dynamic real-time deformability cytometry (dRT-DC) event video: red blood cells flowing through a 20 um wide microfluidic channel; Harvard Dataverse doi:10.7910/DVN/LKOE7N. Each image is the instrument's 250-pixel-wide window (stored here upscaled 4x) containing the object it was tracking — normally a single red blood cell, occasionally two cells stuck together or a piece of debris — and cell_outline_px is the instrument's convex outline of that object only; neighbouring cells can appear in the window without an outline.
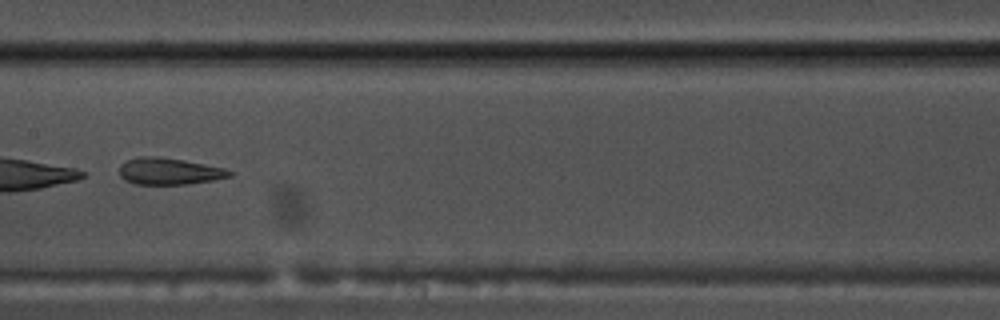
{"species": "common noctule bat (a hibernating species)", "species_latin": "Nyctalus noctula", "temperature_condition": "warm", "stored_images_in_passage": 51, "segment_of_instrument_passage": [2, 2], "camera_frame_rate_fps": 3000, "um_per_image_px": 0.085, "animal": {"sex": "male", "body_mass_g": 17.5, "forearm_length_mm": 52.3}, "frame": {"image": 1, "passage_image": 26, "time_ms": 8.333, "image_size_px": [1000, 320], "cell_outline_px": [[232, 176], [212, 180], [188, 184], [136, 184], [124, 180], [120, 176], [120, 164], [128, 160], [140, 156], [156, 156], [184, 160], [224, 168], [232, 172]], "centroid_in_image_um": [14.36, 14.56], "position_along_channel_um": 193.0, "area_um2": 17.05}}
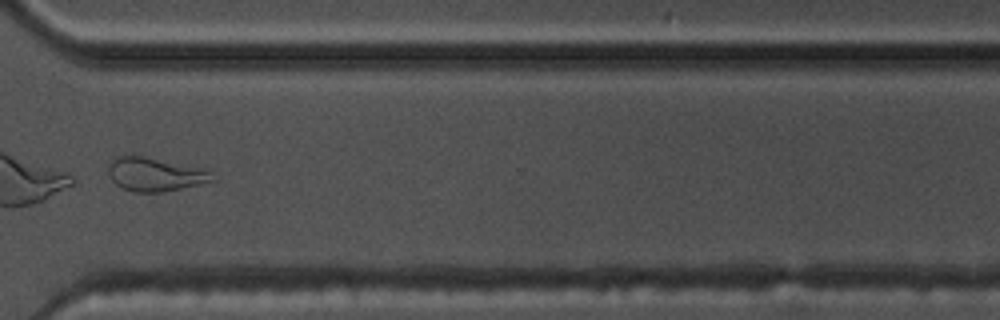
{"frame": {"image": 2, "passage_image": 39, "time_ms": 12.667, "image_size_px": [1000, 320], "cell_outline_px": [[216, 180], [200, 184], [160, 192], [132, 192], [120, 188], [108, 176], [108, 164], [112, 156], [144, 156], [204, 168]], "centroid_in_image_um": [13.1, 14.81], "position_along_channel_um": 357.5, "area_um2": 20.46}}